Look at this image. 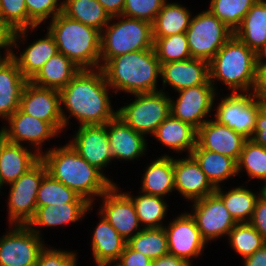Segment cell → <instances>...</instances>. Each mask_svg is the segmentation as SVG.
Here are the masks:
<instances>
[{
  "label": "cell",
  "mask_w": 266,
  "mask_h": 266,
  "mask_svg": "<svg viewBox=\"0 0 266 266\" xmlns=\"http://www.w3.org/2000/svg\"><path fill=\"white\" fill-rule=\"evenodd\" d=\"M258 54L234 34L209 61V81H223L233 91L253 90L257 81ZM251 85V86H250Z\"/></svg>",
  "instance_id": "5b68a950"
},
{
  "label": "cell",
  "mask_w": 266,
  "mask_h": 266,
  "mask_svg": "<svg viewBox=\"0 0 266 266\" xmlns=\"http://www.w3.org/2000/svg\"><path fill=\"white\" fill-rule=\"evenodd\" d=\"M246 140L226 125L207 121L197 130L195 148L213 151L237 162Z\"/></svg>",
  "instance_id": "2e32d148"
},
{
  "label": "cell",
  "mask_w": 266,
  "mask_h": 266,
  "mask_svg": "<svg viewBox=\"0 0 266 266\" xmlns=\"http://www.w3.org/2000/svg\"><path fill=\"white\" fill-rule=\"evenodd\" d=\"M165 2V0H125L122 16L153 24Z\"/></svg>",
  "instance_id": "ee69618b"
},
{
  "label": "cell",
  "mask_w": 266,
  "mask_h": 266,
  "mask_svg": "<svg viewBox=\"0 0 266 266\" xmlns=\"http://www.w3.org/2000/svg\"><path fill=\"white\" fill-rule=\"evenodd\" d=\"M260 192H261V196L266 199V182H265L263 189Z\"/></svg>",
  "instance_id": "6f0895ef"
},
{
  "label": "cell",
  "mask_w": 266,
  "mask_h": 266,
  "mask_svg": "<svg viewBox=\"0 0 266 266\" xmlns=\"http://www.w3.org/2000/svg\"><path fill=\"white\" fill-rule=\"evenodd\" d=\"M244 260L245 266H266V243Z\"/></svg>",
  "instance_id": "db71d44e"
},
{
  "label": "cell",
  "mask_w": 266,
  "mask_h": 266,
  "mask_svg": "<svg viewBox=\"0 0 266 266\" xmlns=\"http://www.w3.org/2000/svg\"><path fill=\"white\" fill-rule=\"evenodd\" d=\"M190 21L188 10L178 4L165 2L152 24L153 37L184 33L189 28Z\"/></svg>",
  "instance_id": "836d02e7"
},
{
  "label": "cell",
  "mask_w": 266,
  "mask_h": 266,
  "mask_svg": "<svg viewBox=\"0 0 266 266\" xmlns=\"http://www.w3.org/2000/svg\"><path fill=\"white\" fill-rule=\"evenodd\" d=\"M164 229L167 234L169 254L183 258L188 263L190 257L201 254L206 241L202 238L191 214L179 216Z\"/></svg>",
  "instance_id": "9a60e30c"
},
{
  "label": "cell",
  "mask_w": 266,
  "mask_h": 266,
  "mask_svg": "<svg viewBox=\"0 0 266 266\" xmlns=\"http://www.w3.org/2000/svg\"><path fill=\"white\" fill-rule=\"evenodd\" d=\"M153 48L160 63L191 58L186 32L168 37H153Z\"/></svg>",
  "instance_id": "ab89813d"
},
{
  "label": "cell",
  "mask_w": 266,
  "mask_h": 266,
  "mask_svg": "<svg viewBox=\"0 0 266 266\" xmlns=\"http://www.w3.org/2000/svg\"><path fill=\"white\" fill-rule=\"evenodd\" d=\"M64 203H90L78 195L74 190L65 186L62 182L46 174L37 192V207L62 205Z\"/></svg>",
  "instance_id": "d590c367"
},
{
  "label": "cell",
  "mask_w": 266,
  "mask_h": 266,
  "mask_svg": "<svg viewBox=\"0 0 266 266\" xmlns=\"http://www.w3.org/2000/svg\"><path fill=\"white\" fill-rule=\"evenodd\" d=\"M76 255L57 250L43 248L39 254L36 266H76Z\"/></svg>",
  "instance_id": "bcb514c9"
},
{
  "label": "cell",
  "mask_w": 266,
  "mask_h": 266,
  "mask_svg": "<svg viewBox=\"0 0 266 266\" xmlns=\"http://www.w3.org/2000/svg\"><path fill=\"white\" fill-rule=\"evenodd\" d=\"M0 16L14 32L12 45L20 34L25 35L28 27H37L28 17L25 0H0Z\"/></svg>",
  "instance_id": "f35d334b"
},
{
  "label": "cell",
  "mask_w": 266,
  "mask_h": 266,
  "mask_svg": "<svg viewBox=\"0 0 266 266\" xmlns=\"http://www.w3.org/2000/svg\"><path fill=\"white\" fill-rule=\"evenodd\" d=\"M191 155L215 188L219 187V182L238 174L237 162L228 156L203 148H194Z\"/></svg>",
  "instance_id": "f546056e"
},
{
  "label": "cell",
  "mask_w": 266,
  "mask_h": 266,
  "mask_svg": "<svg viewBox=\"0 0 266 266\" xmlns=\"http://www.w3.org/2000/svg\"><path fill=\"white\" fill-rule=\"evenodd\" d=\"M266 242V199L260 194L256 202L254 213L249 222Z\"/></svg>",
  "instance_id": "681fc988"
},
{
  "label": "cell",
  "mask_w": 266,
  "mask_h": 266,
  "mask_svg": "<svg viewBox=\"0 0 266 266\" xmlns=\"http://www.w3.org/2000/svg\"><path fill=\"white\" fill-rule=\"evenodd\" d=\"M253 140L266 148V99L259 97V112L256 117Z\"/></svg>",
  "instance_id": "7dc6e473"
},
{
  "label": "cell",
  "mask_w": 266,
  "mask_h": 266,
  "mask_svg": "<svg viewBox=\"0 0 266 266\" xmlns=\"http://www.w3.org/2000/svg\"><path fill=\"white\" fill-rule=\"evenodd\" d=\"M58 0H25L29 19L36 25H40L52 13L54 18L62 12L63 3L57 8Z\"/></svg>",
  "instance_id": "f6af8a7d"
},
{
  "label": "cell",
  "mask_w": 266,
  "mask_h": 266,
  "mask_svg": "<svg viewBox=\"0 0 266 266\" xmlns=\"http://www.w3.org/2000/svg\"><path fill=\"white\" fill-rule=\"evenodd\" d=\"M10 52L0 62V116L6 119L19 108L24 87L29 82Z\"/></svg>",
  "instance_id": "7402d4cb"
},
{
  "label": "cell",
  "mask_w": 266,
  "mask_h": 266,
  "mask_svg": "<svg viewBox=\"0 0 266 266\" xmlns=\"http://www.w3.org/2000/svg\"><path fill=\"white\" fill-rule=\"evenodd\" d=\"M127 244L136 252L157 259L168 254L167 234L164 227L143 228L136 232L127 241Z\"/></svg>",
  "instance_id": "e575fe53"
},
{
  "label": "cell",
  "mask_w": 266,
  "mask_h": 266,
  "mask_svg": "<svg viewBox=\"0 0 266 266\" xmlns=\"http://www.w3.org/2000/svg\"><path fill=\"white\" fill-rule=\"evenodd\" d=\"M19 109L27 115L50 123L57 131L67 125L60 103V92L35 86L30 81L25 85Z\"/></svg>",
  "instance_id": "7c38bea8"
},
{
  "label": "cell",
  "mask_w": 266,
  "mask_h": 266,
  "mask_svg": "<svg viewBox=\"0 0 266 266\" xmlns=\"http://www.w3.org/2000/svg\"><path fill=\"white\" fill-rule=\"evenodd\" d=\"M46 164L48 174L62 182L78 195L88 200L89 195L102 196L112 185L95 166L89 164L71 144L52 149L41 155Z\"/></svg>",
  "instance_id": "7a4b0ae2"
},
{
  "label": "cell",
  "mask_w": 266,
  "mask_h": 266,
  "mask_svg": "<svg viewBox=\"0 0 266 266\" xmlns=\"http://www.w3.org/2000/svg\"><path fill=\"white\" fill-rule=\"evenodd\" d=\"M10 130L0 131L6 141L20 144V141H31L37 147L41 143L56 135L57 131L50 123L37 119L22 112L19 108L8 118Z\"/></svg>",
  "instance_id": "ffe728a7"
},
{
  "label": "cell",
  "mask_w": 266,
  "mask_h": 266,
  "mask_svg": "<svg viewBox=\"0 0 266 266\" xmlns=\"http://www.w3.org/2000/svg\"><path fill=\"white\" fill-rule=\"evenodd\" d=\"M163 83L168 82L177 91L203 85L209 80V62L189 58L161 64Z\"/></svg>",
  "instance_id": "44dd1931"
},
{
  "label": "cell",
  "mask_w": 266,
  "mask_h": 266,
  "mask_svg": "<svg viewBox=\"0 0 266 266\" xmlns=\"http://www.w3.org/2000/svg\"><path fill=\"white\" fill-rule=\"evenodd\" d=\"M71 145L81 157L98 170L105 167L113 158L107 135V123L80 126Z\"/></svg>",
  "instance_id": "e0dca14e"
},
{
  "label": "cell",
  "mask_w": 266,
  "mask_h": 266,
  "mask_svg": "<svg viewBox=\"0 0 266 266\" xmlns=\"http://www.w3.org/2000/svg\"><path fill=\"white\" fill-rule=\"evenodd\" d=\"M108 14L114 18L115 16L122 15L124 10L125 0H97Z\"/></svg>",
  "instance_id": "f5cc1de1"
},
{
  "label": "cell",
  "mask_w": 266,
  "mask_h": 266,
  "mask_svg": "<svg viewBox=\"0 0 266 266\" xmlns=\"http://www.w3.org/2000/svg\"><path fill=\"white\" fill-rule=\"evenodd\" d=\"M214 90L213 84L208 80L203 85L178 91L180 97L177 99V102L174 103L170 99L171 115L198 130L207 122L202 120V118L210 112L215 97Z\"/></svg>",
  "instance_id": "5bb4252c"
},
{
  "label": "cell",
  "mask_w": 266,
  "mask_h": 266,
  "mask_svg": "<svg viewBox=\"0 0 266 266\" xmlns=\"http://www.w3.org/2000/svg\"><path fill=\"white\" fill-rule=\"evenodd\" d=\"M101 69L109 86L136 94L157 92L161 63L154 48L111 58Z\"/></svg>",
  "instance_id": "3957f363"
},
{
  "label": "cell",
  "mask_w": 266,
  "mask_h": 266,
  "mask_svg": "<svg viewBox=\"0 0 266 266\" xmlns=\"http://www.w3.org/2000/svg\"><path fill=\"white\" fill-rule=\"evenodd\" d=\"M232 92L217 107L216 122L226 125L247 140L252 139L259 112V96Z\"/></svg>",
  "instance_id": "8fae6325"
},
{
  "label": "cell",
  "mask_w": 266,
  "mask_h": 266,
  "mask_svg": "<svg viewBox=\"0 0 266 266\" xmlns=\"http://www.w3.org/2000/svg\"><path fill=\"white\" fill-rule=\"evenodd\" d=\"M58 53V48L54 37L49 33L45 39H40L17 58L13 52L10 55L16 61L22 75L30 81L51 57Z\"/></svg>",
  "instance_id": "f1b7e54d"
},
{
  "label": "cell",
  "mask_w": 266,
  "mask_h": 266,
  "mask_svg": "<svg viewBox=\"0 0 266 266\" xmlns=\"http://www.w3.org/2000/svg\"><path fill=\"white\" fill-rule=\"evenodd\" d=\"M233 34L209 9L195 16L186 30L191 58L209 62Z\"/></svg>",
  "instance_id": "52a82bcc"
},
{
  "label": "cell",
  "mask_w": 266,
  "mask_h": 266,
  "mask_svg": "<svg viewBox=\"0 0 266 266\" xmlns=\"http://www.w3.org/2000/svg\"><path fill=\"white\" fill-rule=\"evenodd\" d=\"M234 35L259 54L266 47V2L257 0L250 8Z\"/></svg>",
  "instance_id": "484cf974"
},
{
  "label": "cell",
  "mask_w": 266,
  "mask_h": 266,
  "mask_svg": "<svg viewBox=\"0 0 266 266\" xmlns=\"http://www.w3.org/2000/svg\"><path fill=\"white\" fill-rule=\"evenodd\" d=\"M81 69L60 92V103L70 110L81 126L104 125L117 115L107 94L109 87L101 68Z\"/></svg>",
  "instance_id": "6da1fadb"
},
{
  "label": "cell",
  "mask_w": 266,
  "mask_h": 266,
  "mask_svg": "<svg viewBox=\"0 0 266 266\" xmlns=\"http://www.w3.org/2000/svg\"><path fill=\"white\" fill-rule=\"evenodd\" d=\"M137 99L117 110V115L139 134L155 133L171 114L170 98L163 92L136 94Z\"/></svg>",
  "instance_id": "ba28073f"
},
{
  "label": "cell",
  "mask_w": 266,
  "mask_h": 266,
  "mask_svg": "<svg viewBox=\"0 0 266 266\" xmlns=\"http://www.w3.org/2000/svg\"><path fill=\"white\" fill-rule=\"evenodd\" d=\"M107 135L114 158L135 159L145 150V139L116 115L107 122Z\"/></svg>",
  "instance_id": "603a6c76"
},
{
  "label": "cell",
  "mask_w": 266,
  "mask_h": 266,
  "mask_svg": "<svg viewBox=\"0 0 266 266\" xmlns=\"http://www.w3.org/2000/svg\"><path fill=\"white\" fill-rule=\"evenodd\" d=\"M175 188L190 200H199L211 195L216 188L211 184L192 155L187 159L174 160Z\"/></svg>",
  "instance_id": "d6986e66"
},
{
  "label": "cell",
  "mask_w": 266,
  "mask_h": 266,
  "mask_svg": "<svg viewBox=\"0 0 266 266\" xmlns=\"http://www.w3.org/2000/svg\"><path fill=\"white\" fill-rule=\"evenodd\" d=\"M99 225L94 231L92 250L98 266H107L117 262L127 241L102 216Z\"/></svg>",
  "instance_id": "4316f807"
},
{
  "label": "cell",
  "mask_w": 266,
  "mask_h": 266,
  "mask_svg": "<svg viewBox=\"0 0 266 266\" xmlns=\"http://www.w3.org/2000/svg\"><path fill=\"white\" fill-rule=\"evenodd\" d=\"M153 135L162 144L176 151H183L187 148L190 155L196 147L197 130L171 114L158 126Z\"/></svg>",
  "instance_id": "83f0119b"
},
{
  "label": "cell",
  "mask_w": 266,
  "mask_h": 266,
  "mask_svg": "<svg viewBox=\"0 0 266 266\" xmlns=\"http://www.w3.org/2000/svg\"><path fill=\"white\" fill-rule=\"evenodd\" d=\"M195 220L202 238L207 241L228 234L237 224L222 199L214 192L203 199L194 201Z\"/></svg>",
  "instance_id": "4fadbf2b"
},
{
  "label": "cell",
  "mask_w": 266,
  "mask_h": 266,
  "mask_svg": "<svg viewBox=\"0 0 266 266\" xmlns=\"http://www.w3.org/2000/svg\"><path fill=\"white\" fill-rule=\"evenodd\" d=\"M62 13L100 32L112 19L97 0H66L63 2Z\"/></svg>",
  "instance_id": "d6a6232c"
},
{
  "label": "cell",
  "mask_w": 266,
  "mask_h": 266,
  "mask_svg": "<svg viewBox=\"0 0 266 266\" xmlns=\"http://www.w3.org/2000/svg\"><path fill=\"white\" fill-rule=\"evenodd\" d=\"M117 261L118 266H151L152 259L133 250L128 244H126L123 252Z\"/></svg>",
  "instance_id": "c3c4849f"
},
{
  "label": "cell",
  "mask_w": 266,
  "mask_h": 266,
  "mask_svg": "<svg viewBox=\"0 0 266 266\" xmlns=\"http://www.w3.org/2000/svg\"><path fill=\"white\" fill-rule=\"evenodd\" d=\"M151 266H190V264L183 258L168 253L162 257L153 259Z\"/></svg>",
  "instance_id": "816d5d0a"
},
{
  "label": "cell",
  "mask_w": 266,
  "mask_h": 266,
  "mask_svg": "<svg viewBox=\"0 0 266 266\" xmlns=\"http://www.w3.org/2000/svg\"><path fill=\"white\" fill-rule=\"evenodd\" d=\"M231 246L243 258L252 255L266 242L258 231L249 223H237L229 232Z\"/></svg>",
  "instance_id": "7bdbcfd3"
},
{
  "label": "cell",
  "mask_w": 266,
  "mask_h": 266,
  "mask_svg": "<svg viewBox=\"0 0 266 266\" xmlns=\"http://www.w3.org/2000/svg\"><path fill=\"white\" fill-rule=\"evenodd\" d=\"M118 17H125V20L108 25L106 34H101L100 58L103 56L104 63L119 55L153 48L151 23L122 15Z\"/></svg>",
  "instance_id": "8992f818"
},
{
  "label": "cell",
  "mask_w": 266,
  "mask_h": 266,
  "mask_svg": "<svg viewBox=\"0 0 266 266\" xmlns=\"http://www.w3.org/2000/svg\"><path fill=\"white\" fill-rule=\"evenodd\" d=\"M242 166L249 176L266 182V148L251 139L246 140L237 161V172Z\"/></svg>",
  "instance_id": "b9f144b4"
},
{
  "label": "cell",
  "mask_w": 266,
  "mask_h": 266,
  "mask_svg": "<svg viewBox=\"0 0 266 266\" xmlns=\"http://www.w3.org/2000/svg\"><path fill=\"white\" fill-rule=\"evenodd\" d=\"M126 195L134 204L139 222L145 223L146 228L163 227L159 222L164 218L167 206L160 196L143 194L132 198L129 194Z\"/></svg>",
  "instance_id": "60d3db41"
},
{
  "label": "cell",
  "mask_w": 266,
  "mask_h": 266,
  "mask_svg": "<svg viewBox=\"0 0 266 266\" xmlns=\"http://www.w3.org/2000/svg\"><path fill=\"white\" fill-rule=\"evenodd\" d=\"M13 30L2 20L0 16V48L12 45Z\"/></svg>",
  "instance_id": "11a10c76"
},
{
  "label": "cell",
  "mask_w": 266,
  "mask_h": 266,
  "mask_svg": "<svg viewBox=\"0 0 266 266\" xmlns=\"http://www.w3.org/2000/svg\"><path fill=\"white\" fill-rule=\"evenodd\" d=\"M215 193L222 199L225 207L237 223L250 222L254 213L257 198L254 193L243 187H238L223 194L220 187ZM248 220H245L246 217Z\"/></svg>",
  "instance_id": "8d00e7d4"
},
{
  "label": "cell",
  "mask_w": 266,
  "mask_h": 266,
  "mask_svg": "<svg viewBox=\"0 0 266 266\" xmlns=\"http://www.w3.org/2000/svg\"><path fill=\"white\" fill-rule=\"evenodd\" d=\"M259 58L258 59H262L263 56H265L266 58V47L258 54Z\"/></svg>",
  "instance_id": "9f6ffc18"
},
{
  "label": "cell",
  "mask_w": 266,
  "mask_h": 266,
  "mask_svg": "<svg viewBox=\"0 0 266 266\" xmlns=\"http://www.w3.org/2000/svg\"><path fill=\"white\" fill-rule=\"evenodd\" d=\"M257 0H211L210 12L233 32Z\"/></svg>",
  "instance_id": "74e56055"
},
{
  "label": "cell",
  "mask_w": 266,
  "mask_h": 266,
  "mask_svg": "<svg viewBox=\"0 0 266 266\" xmlns=\"http://www.w3.org/2000/svg\"><path fill=\"white\" fill-rule=\"evenodd\" d=\"M261 62L262 60L258 59L257 81L254 93L256 96L266 99V62Z\"/></svg>",
  "instance_id": "f907efd6"
},
{
  "label": "cell",
  "mask_w": 266,
  "mask_h": 266,
  "mask_svg": "<svg viewBox=\"0 0 266 266\" xmlns=\"http://www.w3.org/2000/svg\"><path fill=\"white\" fill-rule=\"evenodd\" d=\"M49 33L54 37L58 52L68 57L80 69H99L101 32L62 12L52 18Z\"/></svg>",
  "instance_id": "277c9868"
},
{
  "label": "cell",
  "mask_w": 266,
  "mask_h": 266,
  "mask_svg": "<svg viewBox=\"0 0 266 266\" xmlns=\"http://www.w3.org/2000/svg\"><path fill=\"white\" fill-rule=\"evenodd\" d=\"M41 159V154H32L21 144L6 141L0 136V181L12 183L26 173Z\"/></svg>",
  "instance_id": "cb8c5ba5"
},
{
  "label": "cell",
  "mask_w": 266,
  "mask_h": 266,
  "mask_svg": "<svg viewBox=\"0 0 266 266\" xmlns=\"http://www.w3.org/2000/svg\"><path fill=\"white\" fill-rule=\"evenodd\" d=\"M113 184L103 195L105 196L104 206L101 209L102 216L110 225L128 241L132 232L138 229L139 219L132 200L126 195L119 193Z\"/></svg>",
  "instance_id": "ac0fdd59"
},
{
  "label": "cell",
  "mask_w": 266,
  "mask_h": 266,
  "mask_svg": "<svg viewBox=\"0 0 266 266\" xmlns=\"http://www.w3.org/2000/svg\"><path fill=\"white\" fill-rule=\"evenodd\" d=\"M80 70L68 57L58 52L44 63L30 82L38 87L60 91Z\"/></svg>",
  "instance_id": "d4e9b609"
},
{
  "label": "cell",
  "mask_w": 266,
  "mask_h": 266,
  "mask_svg": "<svg viewBox=\"0 0 266 266\" xmlns=\"http://www.w3.org/2000/svg\"><path fill=\"white\" fill-rule=\"evenodd\" d=\"M91 203H64L37 207L34 217L27 226H55L75 222L90 208Z\"/></svg>",
  "instance_id": "4dcf8cb0"
},
{
  "label": "cell",
  "mask_w": 266,
  "mask_h": 266,
  "mask_svg": "<svg viewBox=\"0 0 266 266\" xmlns=\"http://www.w3.org/2000/svg\"><path fill=\"white\" fill-rule=\"evenodd\" d=\"M12 232L0 239V266H36L43 248L36 229L15 225Z\"/></svg>",
  "instance_id": "30bf717a"
},
{
  "label": "cell",
  "mask_w": 266,
  "mask_h": 266,
  "mask_svg": "<svg viewBox=\"0 0 266 266\" xmlns=\"http://www.w3.org/2000/svg\"><path fill=\"white\" fill-rule=\"evenodd\" d=\"M175 189L174 160L169 156H162L147 168L142 191L148 195L162 197Z\"/></svg>",
  "instance_id": "1f68e13d"
},
{
  "label": "cell",
  "mask_w": 266,
  "mask_h": 266,
  "mask_svg": "<svg viewBox=\"0 0 266 266\" xmlns=\"http://www.w3.org/2000/svg\"><path fill=\"white\" fill-rule=\"evenodd\" d=\"M47 173L46 164L40 159L26 173L10 184L9 216L10 221L15 222V225H27L34 217L37 209V192Z\"/></svg>",
  "instance_id": "9c48e42d"
}]
</instances>
